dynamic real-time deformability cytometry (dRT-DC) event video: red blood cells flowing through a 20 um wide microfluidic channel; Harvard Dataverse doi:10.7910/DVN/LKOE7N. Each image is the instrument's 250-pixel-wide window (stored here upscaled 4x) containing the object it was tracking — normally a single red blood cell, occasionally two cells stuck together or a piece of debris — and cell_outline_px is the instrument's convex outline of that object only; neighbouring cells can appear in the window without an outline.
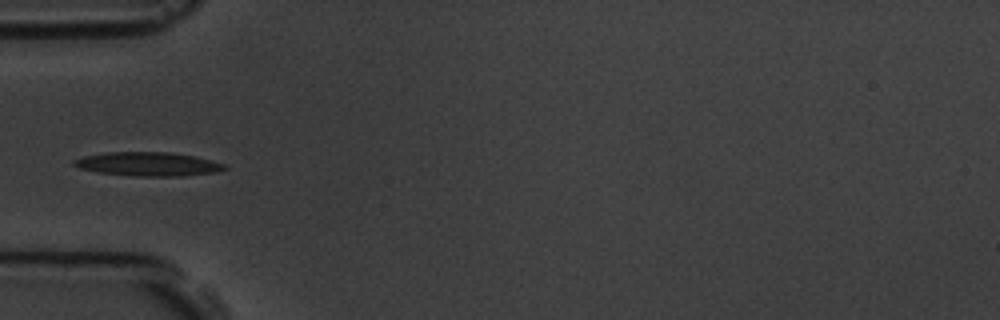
{"species": "common noctule bat (a hibernating species)", "species_latin": "Nyctalus noctula", "temperature_condition": "room temperature", "stored_images_in_passage": 5, "camera_frame_rate_fps": 3000, "um_per_image_px": 0.085, "animal": {"sex": "male", "body_mass_g": 19.5, "forearm_length_mm": 54.6}, "frame": {"image": 1, "passage_image": 5, "time_ms": 4.333, "image_size_px": [1000, 320], "cell_outline_px": [[228, 168], [216, 172], [180, 176], [136, 176], [100, 172], [80, 168], [72, 164], [72, 160], [84, 156], [108, 152], [168, 152], [196, 156], [212, 160], [224, 164]], "centroid_in_image_um": [12.61, 13.94], "position_along_channel_um": 72.4, "area_um2": 20.81}}